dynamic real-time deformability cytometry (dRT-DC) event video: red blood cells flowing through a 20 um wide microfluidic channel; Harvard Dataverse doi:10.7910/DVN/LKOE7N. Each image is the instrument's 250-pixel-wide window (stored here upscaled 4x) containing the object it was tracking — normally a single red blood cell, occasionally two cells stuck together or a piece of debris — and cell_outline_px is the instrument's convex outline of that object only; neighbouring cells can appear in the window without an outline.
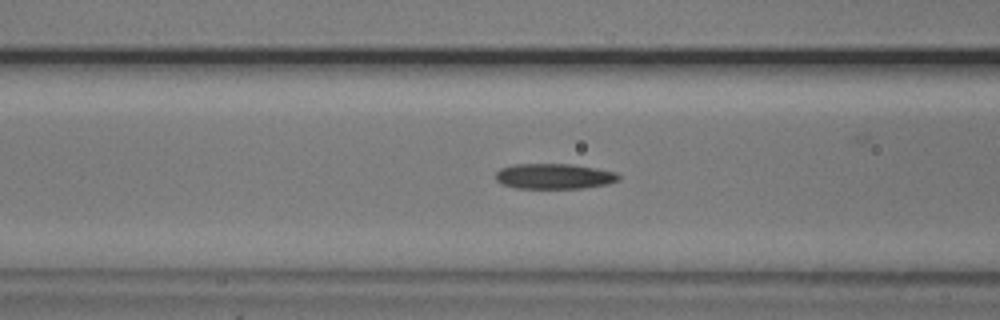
{"species": "common noctule bat (a hibernating species)", "species_latin": "Nyctalus noctula", "temperature_condition": "cold", "stored_images_in_passage": 37, "camera_frame_rate_fps": 3000, "um_per_image_px": 0.085, "animal": {"sex": "male", "body_mass_g": 20.5, "forearm_length_mm": 52.5}, "frame": {"image": 1, "passage_image": 7, "time_ms": 2.0, "image_size_px": [1000, 320], "cell_outline_px": [[620, 180], [608, 184], [584, 188], [516, 188], [500, 184], [496, 180], [496, 172], [500, 168], [512, 164], [572, 164], [596, 168], [616, 172], [620, 176]], "centroid_in_image_um": [47.1, 14.98], "position_along_channel_um": 119.5, "area_um2": 18.38}}
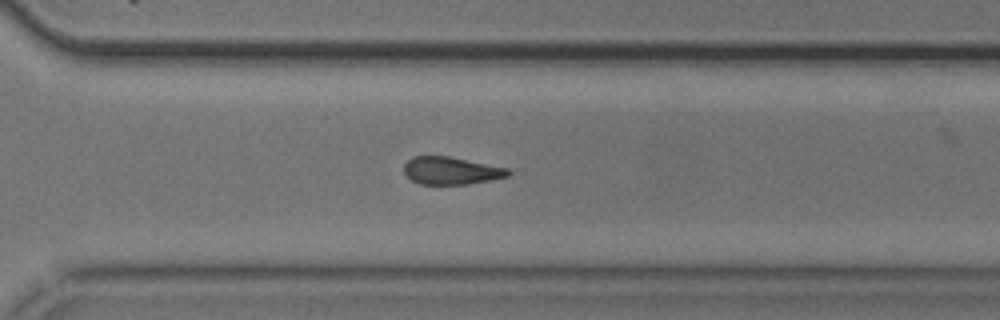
{"frame": {"image": 2, "passage_image": 24, "time_ms": 7.667, "image_size_px": [1000, 320], "cell_outline_px": [[512, 172], [508, 176], [492, 180], [468, 184], [420, 184], [412, 180], [404, 172], [404, 164], [412, 156], [448, 156], [508, 168]], "centroid_in_image_um": [38.36, 14.51], "position_along_channel_um": 332.2, "area_um2": 16.7}}
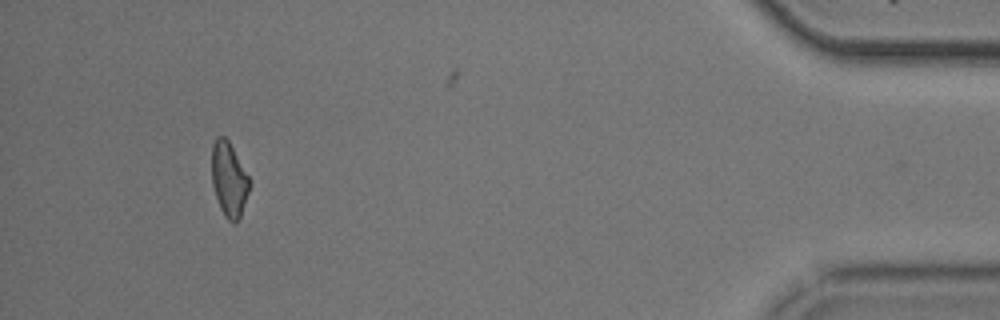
{"frame": {"image": 3, "passage_image": 36, "time_ms": 11.667, "image_size_px": [1000, 320], "cell_outline_px": [[252, 184], [240, 216], [232, 224], [224, 216], [220, 208], [212, 184], [212, 144], [216, 136], [224, 136], [228, 140], [248, 176]], "centroid_in_image_um": [19.46, 15.25], "position_along_channel_um": 415.7, "area_um2": 16.3}, "authors_computed_cell_mechanics": {"area_um2": 17.5134, "velocity_mm_per_s": 3.7536, "shape_relaxation_time_tau1_ms": 3.4473, "shape_relaxation_time_tau2_ms": 3.7108, "deformation_change_tau1": 0.1167, "deformation_change_tau2": 0.1115}}